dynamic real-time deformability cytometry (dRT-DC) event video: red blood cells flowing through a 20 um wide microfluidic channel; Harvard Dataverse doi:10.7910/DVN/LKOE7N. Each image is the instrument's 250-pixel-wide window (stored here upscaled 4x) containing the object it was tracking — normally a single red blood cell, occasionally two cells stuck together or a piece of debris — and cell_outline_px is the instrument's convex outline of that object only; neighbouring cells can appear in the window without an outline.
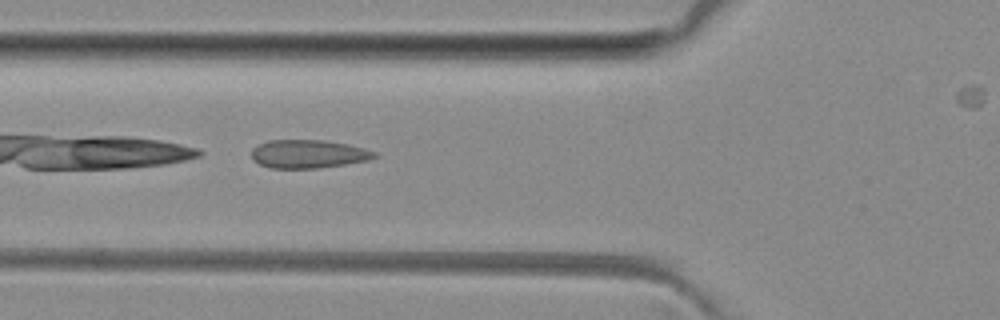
{"species": "common noctule bat (a hibernating species)", "species_latin": "Nyctalus noctula", "temperature_condition": "room temperature", "stored_images_in_passage": 5, "camera_frame_rate_fps": 3000, "um_per_image_px": 0.085, "animal": {"sex": "female", "body_mass_g": 29.2, "forearm_length_mm": 56.3}, "frame": {"image": 1, "passage_image": 5, "time_ms": 4.667, "image_size_px": [1000, 320], "cell_outline_px": [[380, 156], [368, 160], [320, 168], [272, 168], [260, 164], [252, 160], [252, 148], [268, 140], [324, 140], [348, 144], [364, 148], [376, 152]], "centroid_in_image_um": [26.22, 13.08], "position_along_channel_um": 99.6, "area_um2": 20.35}}